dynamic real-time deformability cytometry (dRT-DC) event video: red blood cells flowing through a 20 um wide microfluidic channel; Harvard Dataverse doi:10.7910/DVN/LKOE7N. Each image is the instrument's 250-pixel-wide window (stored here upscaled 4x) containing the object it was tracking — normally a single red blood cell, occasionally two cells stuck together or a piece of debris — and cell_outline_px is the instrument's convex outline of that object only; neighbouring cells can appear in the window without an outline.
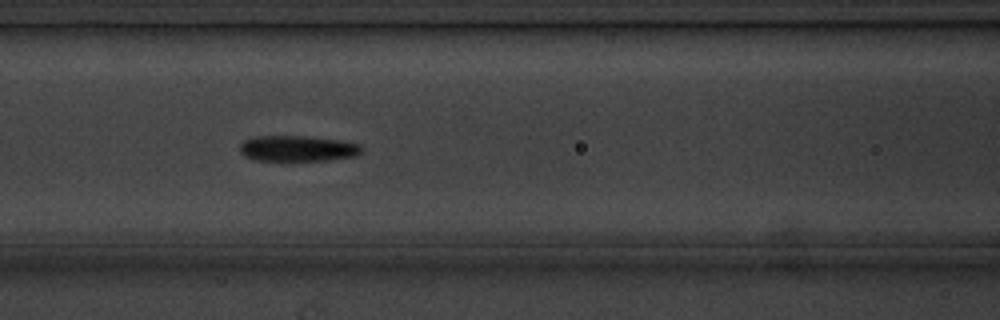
{"species": "common noctule bat (a hibernating species)", "species_latin": "Nyctalus noctula", "temperature_condition": "cold", "stored_images_in_passage": 9, "camera_frame_rate_fps": 3000, "um_per_image_px": 0.085, "animal": {"sex": "male", "body_mass_g": 20.1, "forearm_length_mm": 53.5}, "frame": {"image": 1, "passage_image": 7, "time_ms": 7.0, "image_size_px": [1000, 320], "cell_outline_px": [[364, 148], [356, 156], [328, 160], [256, 160], [244, 156], [240, 152], [240, 144], [244, 140], [256, 136], [308, 136], [340, 140], [360, 144]], "centroid_in_image_um": [25.31, 12.61], "position_along_channel_um": 141.3, "area_um2": 18.32}}